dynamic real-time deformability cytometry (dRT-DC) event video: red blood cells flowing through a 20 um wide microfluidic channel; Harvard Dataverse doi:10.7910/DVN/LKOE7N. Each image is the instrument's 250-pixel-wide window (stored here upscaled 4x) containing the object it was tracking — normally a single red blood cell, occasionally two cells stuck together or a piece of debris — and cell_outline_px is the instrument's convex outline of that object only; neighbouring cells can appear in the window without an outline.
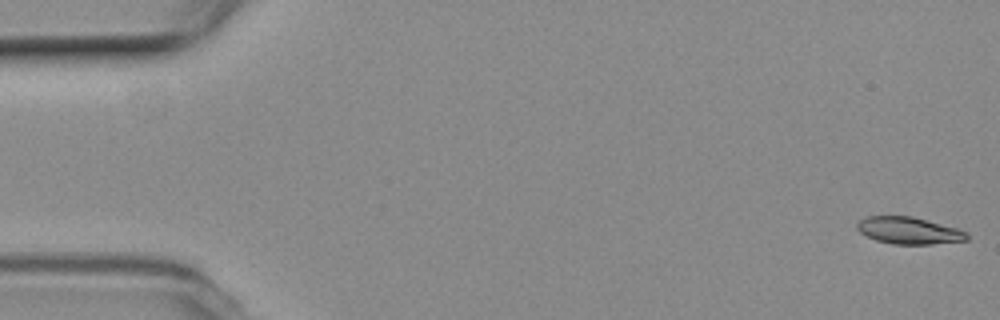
{"species": "common noctule bat (a hibernating species)", "species_latin": "Nyctalus noctula", "temperature_condition": "room temperature", "stored_images_in_passage": 54, "camera_frame_rate_fps": 3000, "um_per_image_px": 0.085, "animal": {"sex": "female", "body_mass_g": 19.3, "forearm_length_mm": 54.1}, "frame": {"image": 1, "passage_image": 1, "time_ms": 0.0, "image_size_px": [1000, 320], "cell_outline_px": [[968, 240], [932, 244], [892, 244], [876, 240], [860, 232], [856, 228], [856, 224], [864, 216], [912, 216], [956, 228], [968, 232]], "centroid_in_image_um": [77.24, 19.59], "position_along_channel_um": 7.8, "area_um2": 17.22}}
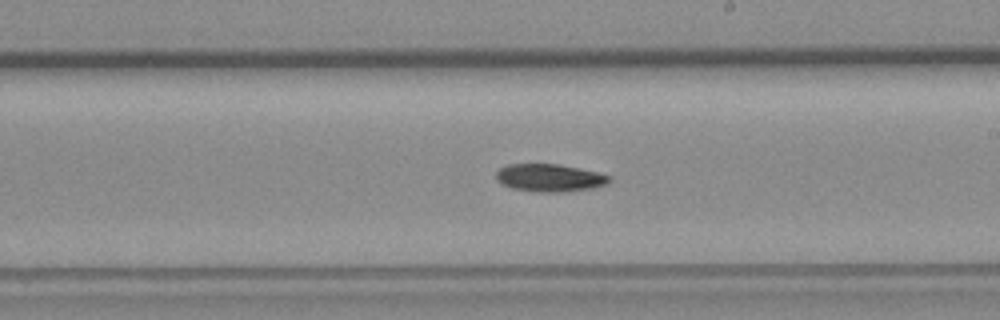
{"frame": {"image": 2, "passage_image": 31, "time_ms": 10.0, "image_size_px": [1000, 320], "cell_outline_px": [[612, 180], [608, 184], [592, 188], [564, 192], [536, 192], [512, 188], [500, 184], [496, 180], [496, 172], [500, 168], [508, 164], [560, 164], [596, 172], [612, 176]], "centroid_in_image_um": [46.72, 15.12], "position_along_channel_um": 242.3, "area_um2": 18.44}}
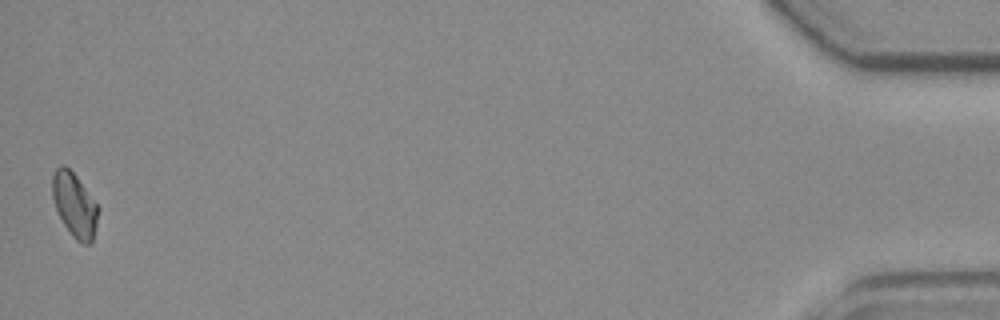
{"frame": {"image": 3, "passage_image": 54, "time_ms": 17.667, "image_size_px": [1000, 320], "cell_outline_px": [[100, 208], [92, 244], [84, 244], [76, 240], [72, 236], [64, 224], [56, 208], [52, 196], [52, 176], [56, 168], [60, 164], [64, 164], [76, 176]], "centroid_in_image_um": [6.35, 17.43], "position_along_channel_um": 428.9, "area_um2": 17.11}, "authors_computed_cell_mechanics": {"area_um2": 18.0336, "velocity_mm_per_s": 3.7636, "shape_relaxation_time_tau1_ms": 5.9649, "shape_relaxation_time_tau2_ms": null, "deformation_change_tau1": 0.1283, "deformation_change_tau2": null}}